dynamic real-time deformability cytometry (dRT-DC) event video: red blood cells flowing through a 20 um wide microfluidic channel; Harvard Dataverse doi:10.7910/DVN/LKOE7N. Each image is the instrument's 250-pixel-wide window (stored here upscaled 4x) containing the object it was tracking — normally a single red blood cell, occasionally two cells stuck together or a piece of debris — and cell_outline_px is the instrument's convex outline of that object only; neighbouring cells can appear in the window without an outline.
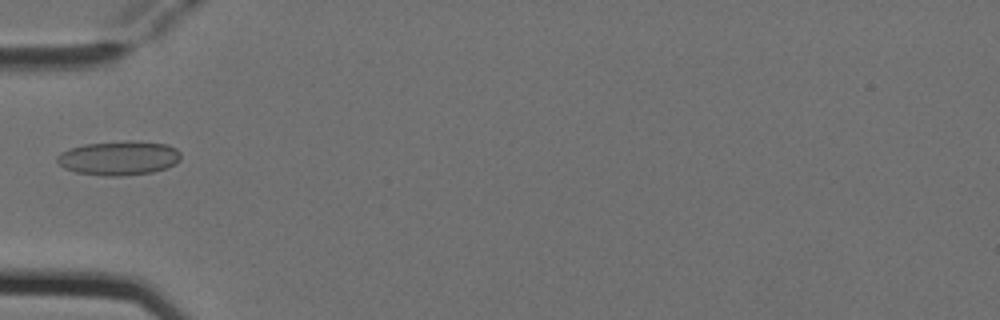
{"species": "Egyptian fruit bat (a non-hibernating species)", "species_latin": "Rousettus aegyptiacus", "temperature_condition": "cold", "stored_images_in_passage": 1, "camera_frame_rate_fps": 3000, "um_per_image_px": 0.085, "animal": {"sex": "female"}, "frame": {"image": 1, "passage_image": 1, "time_ms": 0.0, "image_size_px": [1000, 320], "cell_outline_px": [[180, 160], [176, 164], [152, 172], [120, 176], [104, 176], [76, 172], [64, 168], [56, 160], [56, 156], [60, 152], [68, 148], [84, 144], [128, 140], [168, 144], [176, 148], [180, 152]], "centroid_in_image_um": [10.09, 13.42], "position_along_channel_um": 74.9, "area_um2": 24.85}}